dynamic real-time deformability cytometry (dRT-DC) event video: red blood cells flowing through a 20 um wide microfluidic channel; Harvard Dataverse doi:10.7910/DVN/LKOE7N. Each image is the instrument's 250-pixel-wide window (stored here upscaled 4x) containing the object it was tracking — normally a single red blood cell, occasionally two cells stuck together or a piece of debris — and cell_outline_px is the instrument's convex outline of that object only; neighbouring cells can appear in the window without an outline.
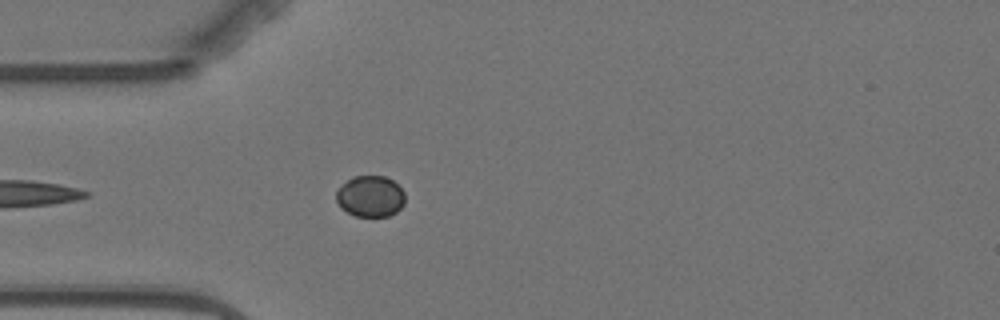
{"species": "Egyptian fruit bat (a non-hibernating species)", "species_latin": "Rousettus aegyptiacus", "temperature_condition": "warm", "stored_images_in_passage": 5, "camera_frame_rate_fps": 3000, "um_per_image_px": 0.085, "animal": {"sex": "female"}, "frame": {"image": 1, "passage_image": 5, "time_ms": 5.0, "image_size_px": [1000, 320], "cell_outline_px": [[404, 204], [396, 212], [388, 216], [356, 216], [348, 212], [336, 200], [336, 192], [352, 176], [384, 176], [392, 180], [404, 192]], "centroid_in_image_um": [31.5, 16.68], "position_along_channel_um": 53.5, "area_um2": 16.18}}